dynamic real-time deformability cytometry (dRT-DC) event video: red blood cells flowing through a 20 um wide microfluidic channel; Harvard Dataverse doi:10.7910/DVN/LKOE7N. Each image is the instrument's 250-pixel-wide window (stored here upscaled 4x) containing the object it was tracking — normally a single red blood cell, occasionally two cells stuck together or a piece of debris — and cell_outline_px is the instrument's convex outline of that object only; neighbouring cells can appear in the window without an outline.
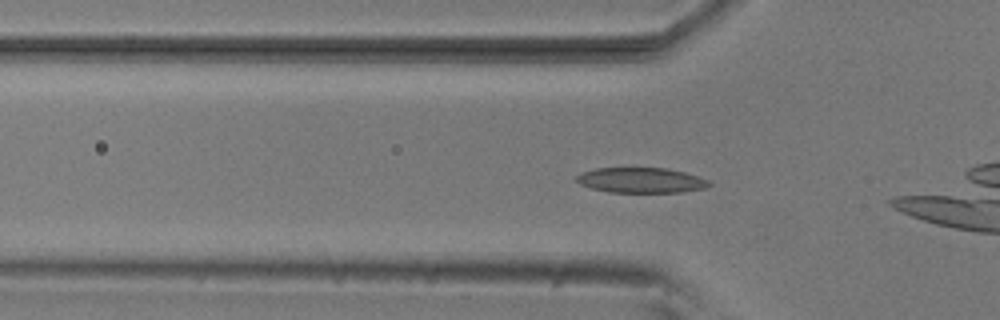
{"species": "common noctule bat (a hibernating species)", "species_latin": "Nyctalus noctula", "temperature_condition": "room temperature", "stored_images_in_passage": 10, "camera_frame_rate_fps": 3000, "um_per_image_px": 0.085, "animal": {"sex": "male", "body_mass_g": 20.5, "forearm_length_mm": 52.5}, "frame": {"image": 1, "passage_image": 4, "time_ms": 1.0, "image_size_px": [1000, 320], "cell_outline_px": [[712, 184], [704, 188], [680, 192], [608, 192], [592, 188], [580, 184], [576, 180], [576, 176], [584, 172], [596, 168], [664, 168], [684, 172], [708, 180]], "centroid_in_image_um": [54.48, 15.32], "position_along_channel_um": 71.3, "area_um2": 19.25}}